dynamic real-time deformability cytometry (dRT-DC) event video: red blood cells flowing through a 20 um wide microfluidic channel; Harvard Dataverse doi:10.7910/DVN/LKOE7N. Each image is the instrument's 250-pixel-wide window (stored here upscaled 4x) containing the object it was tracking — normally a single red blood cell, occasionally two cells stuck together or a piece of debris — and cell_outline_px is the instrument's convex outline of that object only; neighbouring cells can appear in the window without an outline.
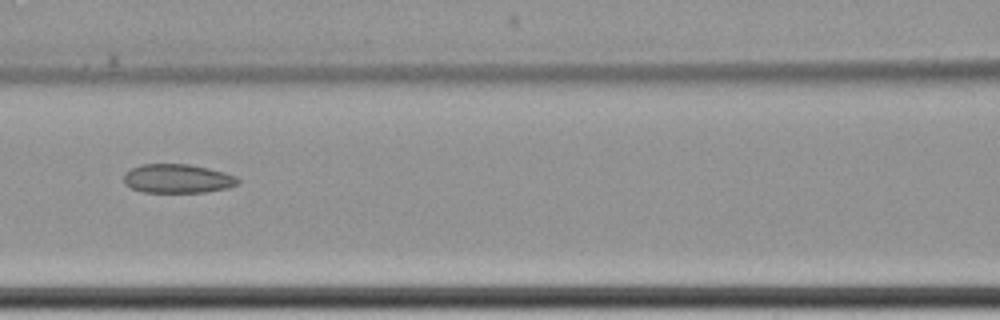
{"species": "common noctule bat (a hibernating species)", "species_latin": "Nyctalus noctula", "temperature_condition": "cold", "stored_images_in_passage": 5, "camera_frame_rate_fps": 3000, "um_per_image_px": 0.085, "animal": {"sex": "female", "body_mass_g": 22.7, "forearm_length_mm": 54.2}, "frame": {"image": 1, "passage_image": 4, "time_ms": 4.333, "image_size_px": [1000, 320], "cell_outline_px": [[240, 180], [236, 184], [228, 188], [204, 192], [144, 192], [132, 188], [124, 184], [124, 172], [132, 168], [144, 164], [188, 164], [208, 168], [224, 172], [236, 176]], "centroid_in_image_um": [15.08, 15.18], "position_along_channel_um": 151.5, "area_um2": 19.19}}
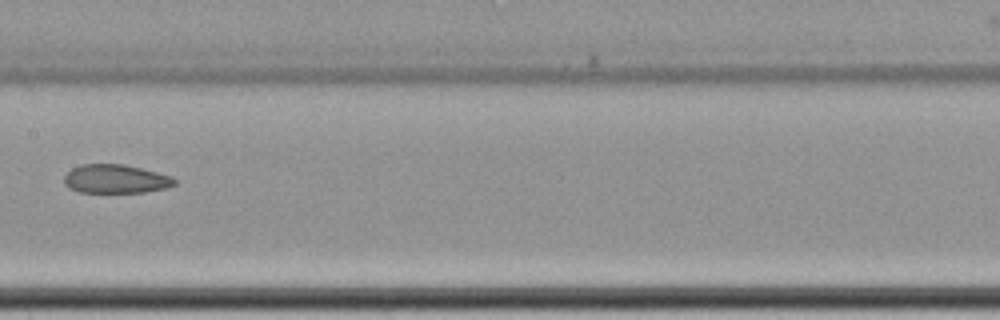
{"frame": {"image": 2, "passage_image": 5, "time_ms": 5.667, "image_size_px": [1000, 320], "cell_outline_px": [[176, 184], [168, 188], [144, 192], [80, 192], [68, 188], [64, 184], [64, 176], [72, 168], [80, 164], [124, 164], [172, 176], [176, 180]], "centroid_in_image_um": [9.83, 15.21], "position_along_channel_um": 197.6, "area_um2": 18.55}}